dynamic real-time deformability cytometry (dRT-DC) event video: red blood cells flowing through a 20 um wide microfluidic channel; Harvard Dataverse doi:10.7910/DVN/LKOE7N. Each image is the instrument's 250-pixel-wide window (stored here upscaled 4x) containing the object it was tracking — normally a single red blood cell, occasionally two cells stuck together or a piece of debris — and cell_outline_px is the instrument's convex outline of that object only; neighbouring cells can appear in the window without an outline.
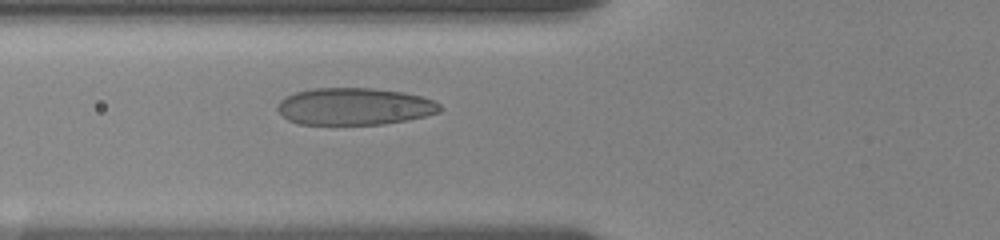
{"species": "human", "species_latin": "Homo sapiens", "temperature_condition": "room temperature", "stored_images_in_passage": 17, "camera_frame_rate_fps": 3000, "um_per_image_px": 0.085, "donor": {"sex": "female"}, "frame": {"image": 1, "passage_image": 17, "time_ms": 5.333, "image_size_px": [1000, 240], "cell_outline_px": [[440, 112], [408, 120], [384, 124], [300, 124], [288, 120], [276, 108], [280, 100], [296, 92], [316, 88], [372, 88], [404, 92], [420, 96], [432, 100], [440, 104]], "centroid_in_image_um": [30.14, 9.05], "position_along_channel_um": 95.7, "area_um2": 34.91}}